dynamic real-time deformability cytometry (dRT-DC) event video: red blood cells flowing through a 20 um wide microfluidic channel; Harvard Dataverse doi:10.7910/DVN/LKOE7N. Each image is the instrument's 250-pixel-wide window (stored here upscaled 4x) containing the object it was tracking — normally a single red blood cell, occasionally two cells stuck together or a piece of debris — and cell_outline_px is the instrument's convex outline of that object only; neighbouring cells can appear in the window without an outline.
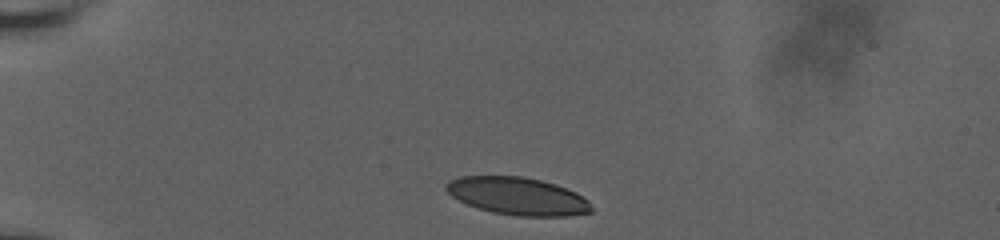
{"species": "human", "species_latin": "Homo sapiens", "temperature_condition": "room temperature", "stored_images_in_passage": 21, "camera_frame_rate_fps": 3000, "um_per_image_px": 0.085, "donor": {"sex": "male"}, "frame": {"image": 1, "passage_image": 1, "time_ms": 0.0, "image_size_px": [1000, 240], "cell_outline_px": [[592, 212], [568, 216], [516, 216], [492, 212], [468, 204], [452, 196], [444, 188], [444, 184], [448, 180], [460, 176], [524, 176], [556, 184], [576, 192], [588, 200], [592, 208]], "centroid_in_image_um": [44.0, 16.66], "position_along_channel_um": 41.0, "area_um2": 31.91}}
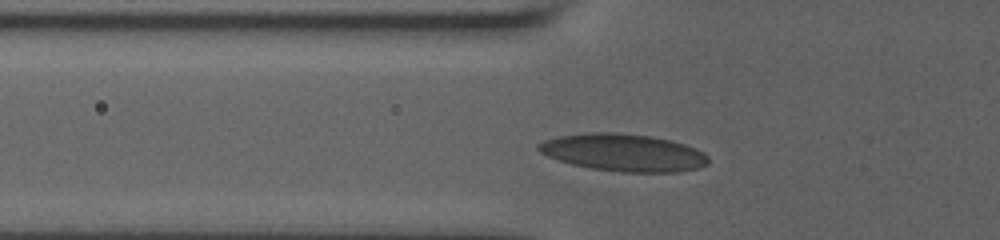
{"frame": {"image": 2, "passage_image": 14, "time_ms": 2.333, "image_size_px": [1000, 240], "cell_outline_px": [[708, 164], [700, 168], [676, 172], [620, 172], [592, 168], [572, 164], [548, 156], [540, 152], [536, 148], [536, 144], [544, 140], [560, 136], [592, 132], [616, 132], [652, 136], [672, 140], [696, 148], [704, 152], [708, 156]], "centroid_in_image_um": [53.02, 12.96], "position_along_channel_um": 72.8, "area_um2": 37.11}}
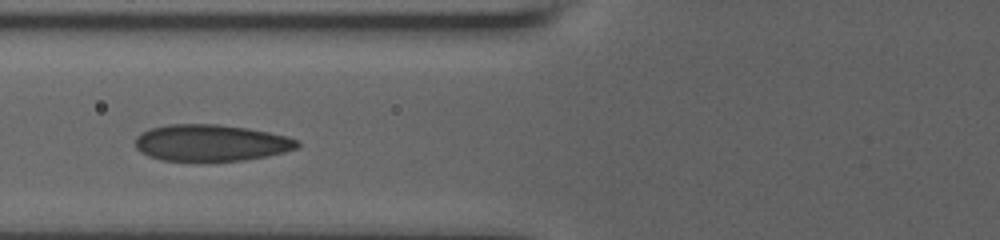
{"frame": {"image": 3, "passage_image": 20, "time_ms": 3.333, "image_size_px": [1000, 240], "cell_outline_px": [[300, 144], [296, 148], [284, 152], [268, 156], [244, 160], [160, 160], [148, 156], [140, 152], [136, 148], [136, 136], [152, 128], [168, 124], [216, 124], [248, 128], [288, 136], [300, 140]], "centroid_in_image_um": [17.96, 12.13], "position_along_channel_um": 107.8, "area_um2": 34.39}}